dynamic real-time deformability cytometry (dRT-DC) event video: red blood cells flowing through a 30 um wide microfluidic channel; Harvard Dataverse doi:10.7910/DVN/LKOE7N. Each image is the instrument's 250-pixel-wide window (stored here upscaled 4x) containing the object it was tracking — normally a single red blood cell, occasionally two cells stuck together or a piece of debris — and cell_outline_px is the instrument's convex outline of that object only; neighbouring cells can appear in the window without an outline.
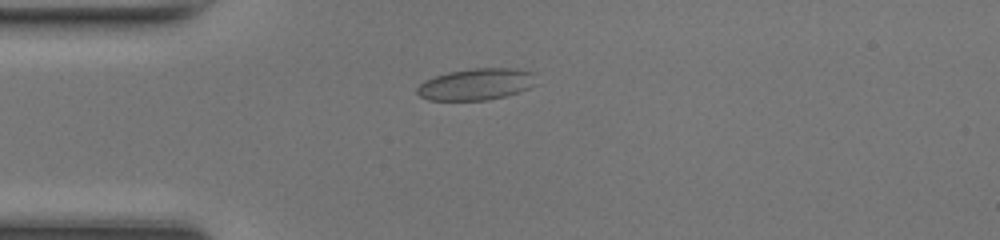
{"species": "common noctule bat (a hibernating species)", "species_latin": "Nyctalus noctula", "temperature_condition": "room temperature", "stored_images_in_passage": 37, "camera_frame_rate_fps": 3000, "um_per_image_px": 0.085, "animal": {"sex": "female", "body_mass_g": 17.0, "forearm_length_mm": 48.0}, "frame": {"image": 1, "passage_image": 1, "time_ms": 0.0, "image_size_px": [1000, 240], "cell_outline_px": [[536, 84], [528, 88], [504, 96], [488, 100], [428, 100], [420, 96], [416, 92], [416, 88], [424, 80], [448, 72], [472, 68], [508, 68], [532, 72]], "centroid_in_image_um": [40.43, 7.16], "position_along_channel_um": 44.6, "area_um2": 21.73}}
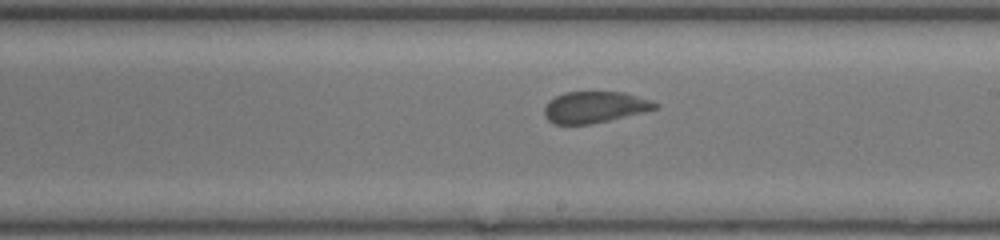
{"frame": {"image": 2, "passage_image": 16, "time_ms": 5.0, "image_size_px": [1000, 240], "cell_outline_px": [[660, 104], [656, 108], [644, 112], [592, 124], [552, 124], [544, 116], [544, 108], [548, 100], [564, 92], [624, 92], [652, 100]], "centroid_in_image_um": [50.53, 9.11], "position_along_channel_um": 238.5, "area_um2": 20.4}}
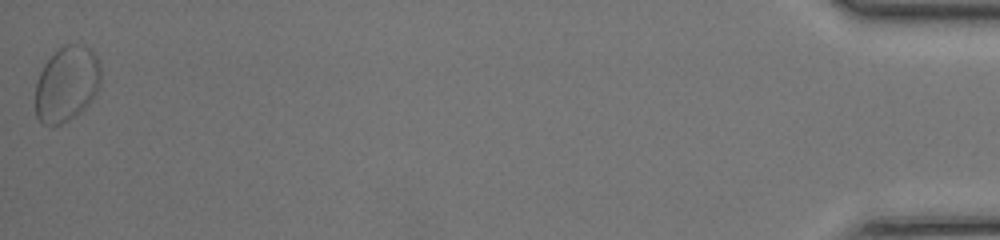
{"frame": {"image": 3, "passage_image": 37, "time_ms": 12.0, "image_size_px": [1000, 240], "cell_outline_px": [[100, 84], [96, 92], [88, 104], [80, 112], [68, 120], [60, 124], [40, 124], [36, 116], [36, 84], [40, 72], [44, 64], [64, 44], [84, 44], [96, 56], [100, 68]], "centroid_in_image_um": [5.66, 7.14], "position_along_channel_um": 429.5, "area_um2": 28.44}, "authors_computed_cell_mechanics": {"area_um2": 21.2126, "velocity_mm_per_s": 4.231, "shape_relaxation_time_tau1_ms": 10.9429, "shape_relaxation_time_tau2_ms": null, "deformation_change_tau1": 0.1767, "deformation_change_tau2": null}}